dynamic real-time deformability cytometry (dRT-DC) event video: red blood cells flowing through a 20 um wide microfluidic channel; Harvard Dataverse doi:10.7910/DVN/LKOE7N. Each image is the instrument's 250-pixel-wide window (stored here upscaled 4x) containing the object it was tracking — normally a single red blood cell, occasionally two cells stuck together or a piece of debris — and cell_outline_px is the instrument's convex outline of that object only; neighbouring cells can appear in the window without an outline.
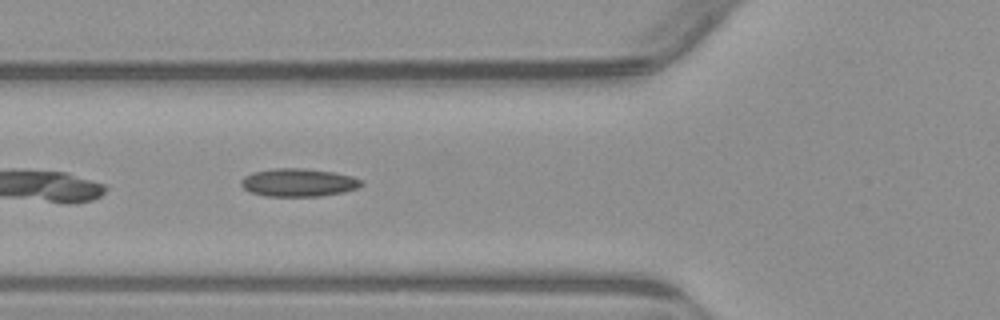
{"species": "common noctule bat (a hibernating species)", "species_latin": "Nyctalus noctula", "temperature_condition": "warm", "stored_images_in_passage": 10, "camera_frame_rate_fps": 3000, "um_per_image_px": 0.085, "animal": {"sex": "male", "body_mass_g": 23.1, "forearm_length_mm": 52.7}, "frame": {"image": 1, "passage_image": 5, "time_ms": 1.333, "image_size_px": [1000, 320], "cell_outline_px": [[364, 184], [356, 188], [340, 192], [320, 196], [264, 196], [252, 192], [244, 188], [240, 184], [240, 180], [244, 176], [252, 172], [276, 168], [304, 168], [332, 172], [352, 176], [364, 180]], "centroid_in_image_um": [25.35, 15.51], "position_along_channel_um": 100.4, "area_um2": 19.59}}